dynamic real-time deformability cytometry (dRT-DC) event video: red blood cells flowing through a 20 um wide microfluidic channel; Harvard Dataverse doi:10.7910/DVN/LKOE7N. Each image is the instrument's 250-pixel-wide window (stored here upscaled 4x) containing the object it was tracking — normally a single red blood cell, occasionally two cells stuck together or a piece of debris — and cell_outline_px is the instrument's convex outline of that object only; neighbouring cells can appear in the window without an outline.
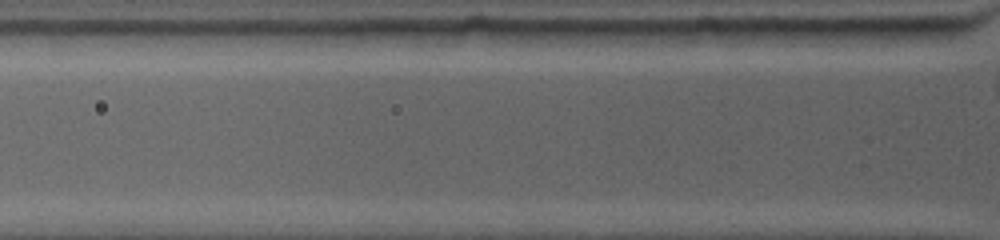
{"species": "common noctule bat (a hibernating species)", "species_latin": "Nyctalus noctula", "temperature_condition": "warm", "stored_images_in_passage": 2, "camera_frame_rate_fps": 4500, "um_per_image_px": 0.085, "animal": {"sex": "female", "body_mass_g": 19.0, "forearm_length_mm": 53.3}, "frame": {"image": 1, "passage_image": 2, "time_ms": 0.444, "image_size_px": [1000, 240], "cell_outline_px": [[952, 36], [916, 44], [840, 44], [832, 28], [952, 28]], "centroid_in_image_um": [75.66, 3.01], "position_along_channel_um": 50.1, "area_um2": 12.37}}